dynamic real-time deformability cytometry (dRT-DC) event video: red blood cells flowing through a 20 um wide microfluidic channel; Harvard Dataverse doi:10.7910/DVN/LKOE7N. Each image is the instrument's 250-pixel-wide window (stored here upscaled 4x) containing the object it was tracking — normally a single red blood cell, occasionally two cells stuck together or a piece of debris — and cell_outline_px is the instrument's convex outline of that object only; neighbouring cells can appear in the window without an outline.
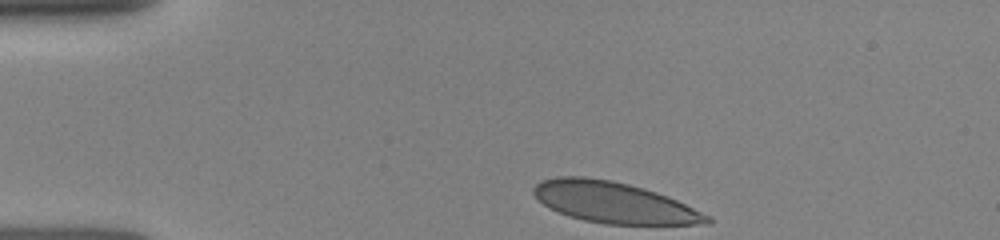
{"species": "human", "species_latin": "Homo sapiens", "temperature_condition": "room temperature", "stored_images_in_passage": 38, "camera_frame_rate_fps": 3000, "um_per_image_px": 0.085, "donor": {"sex": "female"}, "frame": {"image": 1, "passage_image": 1, "time_ms": 0.0, "image_size_px": [1000, 240], "cell_outline_px": [[712, 224], [604, 224], [584, 220], [568, 216], [548, 208], [532, 192], [532, 188], [540, 180], [556, 176], [584, 176], [612, 180], [644, 188], [668, 196], [712, 216]], "centroid_in_image_um": [52.19, 17.2], "position_along_channel_um": 32.8, "area_um2": 41.67}}
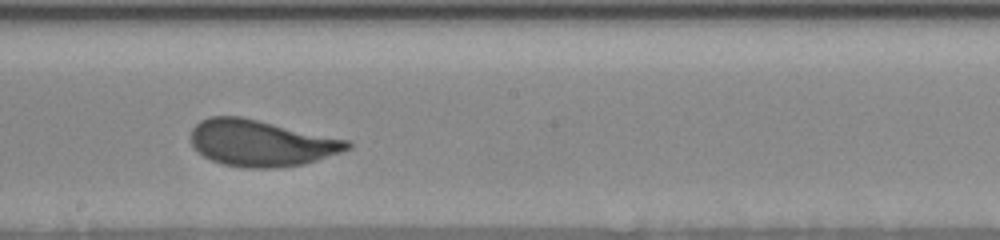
{"frame": {"image": 2, "passage_image": 23, "time_ms": 6.0, "image_size_px": [1000, 240], "cell_outline_px": [[352, 148], [304, 164], [276, 168], [240, 168], [224, 164], [212, 160], [204, 156], [192, 144], [192, 128], [200, 120], [208, 116], [240, 116], [348, 140], [352, 144]], "centroid_in_image_um": [22.18, 12.16], "position_along_channel_um": 226.0, "area_um2": 41.96}}
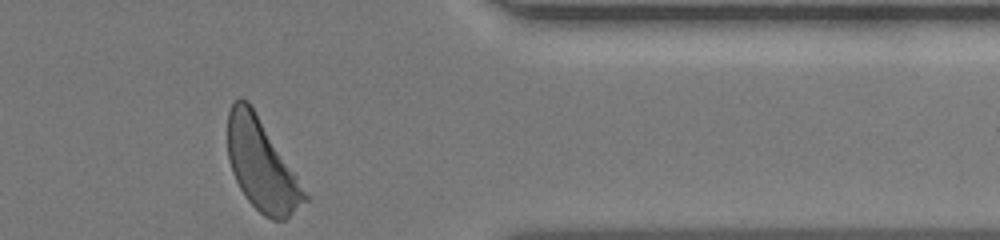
{"frame": {"image": 3, "passage_image": 38, "time_ms": 10.333, "image_size_px": [1000, 240], "cell_outline_px": [[308, 200], [284, 220], [272, 220], [264, 216], [244, 196], [232, 172], [228, 160], [228, 112], [232, 104], [240, 96], [248, 100], [256, 112], [296, 176], [308, 196]], "centroid_in_image_um": [22.2, 14.02], "position_along_channel_um": 389.2, "area_um2": 40.17}}